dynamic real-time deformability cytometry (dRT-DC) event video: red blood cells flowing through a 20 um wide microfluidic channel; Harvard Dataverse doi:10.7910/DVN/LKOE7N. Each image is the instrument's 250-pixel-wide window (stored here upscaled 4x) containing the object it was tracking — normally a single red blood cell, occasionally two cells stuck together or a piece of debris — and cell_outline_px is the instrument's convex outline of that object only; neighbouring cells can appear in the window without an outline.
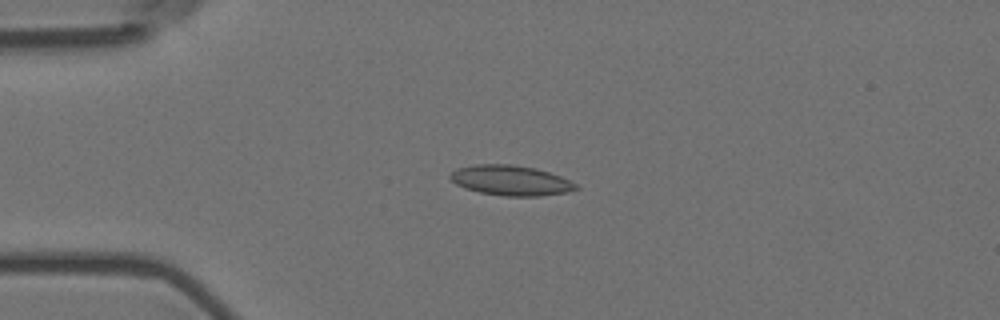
{"species": "Egyptian fruit bat (a non-hibernating species)", "species_latin": "Rousettus aegyptiacus", "temperature_condition": "room temperature", "stored_images_in_passage": 56, "camera_frame_rate_fps": 3000, "um_per_image_px": 0.085, "animal": {"sex": "female"}, "frame": {"image": 1, "passage_image": 13, "time_ms": 4.0, "image_size_px": [1000, 320], "cell_outline_px": [[580, 188], [568, 192], [540, 196], [504, 196], [480, 192], [464, 188], [456, 184], [448, 176], [456, 168], [476, 164], [512, 164], [536, 168], [560, 176], [576, 184]], "centroid_in_image_um": [43.4, 15.33], "position_along_channel_um": 41.6, "area_um2": 22.08}}
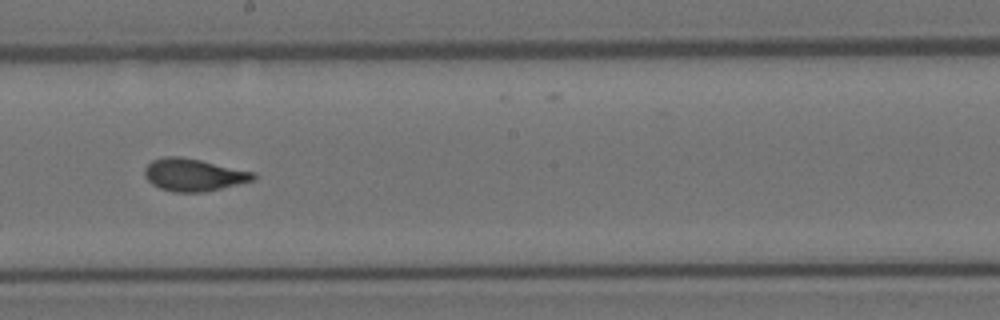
{"frame": {"image": 2, "passage_image": 31, "time_ms": 10.0, "image_size_px": [1000, 320], "cell_outline_px": [[256, 176], [252, 180], [204, 192], [172, 192], [160, 188], [152, 184], [144, 176], [144, 168], [152, 160], [164, 156], [180, 156], [200, 160], [256, 172]], "centroid_in_image_um": [16.42, 14.85], "position_along_channel_um": 231.8, "area_um2": 20.46}}
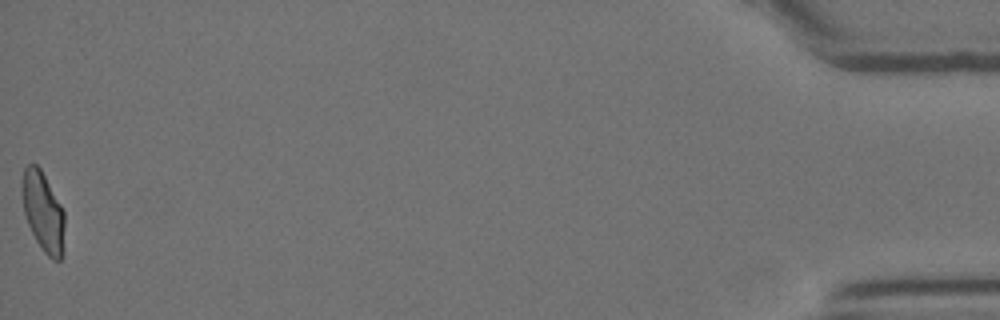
{"frame": {"image": 3, "passage_image": 56, "time_ms": 18.333, "image_size_px": [1000, 320], "cell_outline_px": [[64, 252], [60, 260], [52, 260], [44, 252], [36, 240], [28, 224], [24, 212], [20, 184], [24, 168], [28, 164], [36, 164], [40, 168], [60, 204], [64, 212]], "centroid_in_image_um": [3.65, 18.01], "position_along_channel_um": 431.5, "area_um2": 19.83}, "authors_computed_cell_mechanics": {"area_um2": 20.4323, "velocity_mm_per_s": 3.5753, "shape_relaxation_time_tau1_ms": 8.1279, "shape_relaxation_time_tau2_ms": 0.7782, "deformation_change_tau1": 0.2086, "deformation_change_tau2": 0.0588}}